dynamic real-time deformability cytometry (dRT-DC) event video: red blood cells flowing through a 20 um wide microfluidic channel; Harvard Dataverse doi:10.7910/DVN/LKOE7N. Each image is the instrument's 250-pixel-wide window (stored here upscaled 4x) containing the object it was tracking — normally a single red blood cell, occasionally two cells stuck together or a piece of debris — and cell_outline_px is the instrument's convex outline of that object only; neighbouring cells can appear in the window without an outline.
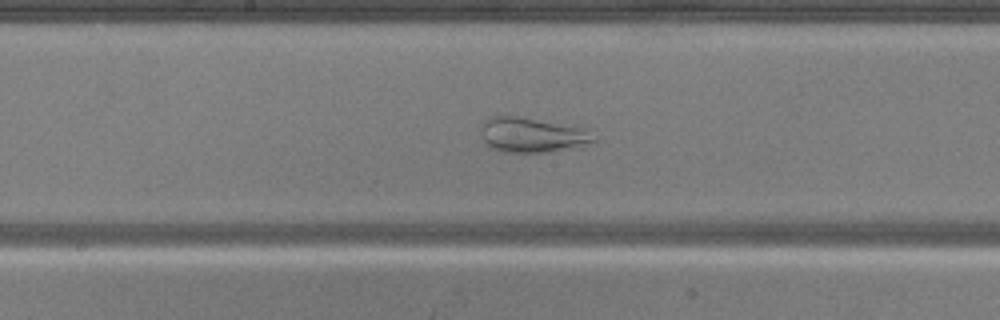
{"species": "common noctule bat (a hibernating species)", "species_latin": "Nyctalus noctula", "temperature_condition": "warm", "stored_images_in_passage": 50, "camera_frame_rate_fps": 3000, "um_per_image_px": 0.085, "animal": {"sex": "male", "body_mass_g": 20.5, "forearm_length_mm": 52.5}, "frame": {"image": 1, "passage_image": 25, "time_ms": 8.0, "image_size_px": [1000, 320], "cell_outline_px": [[596, 140], [572, 148], [548, 152], [508, 152], [492, 148], [484, 140], [480, 132], [484, 120], [488, 116], [516, 116], [584, 128]], "centroid_in_image_um": [45.17, 11.47], "position_along_channel_um": 203.0, "area_um2": 22.43}}
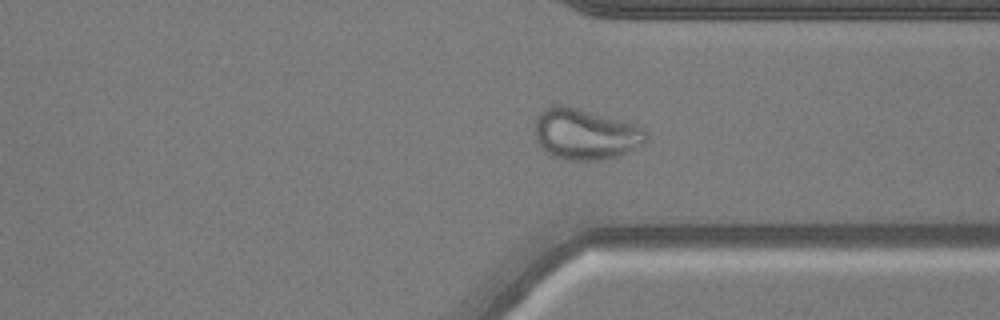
{"frame": {"image": 2, "passage_image": 37, "time_ms": 12.0, "image_size_px": [1000, 320], "cell_outline_px": [[648, 140], [644, 144], [620, 156], [600, 160], [564, 160], [552, 156], [536, 140], [536, 120], [540, 112], [544, 108], [552, 104], [564, 104], [620, 120], [632, 124], [640, 128], [648, 136]], "centroid_in_image_um": [49.74, 11.41], "position_along_channel_um": 361.7, "area_um2": 32.89}}
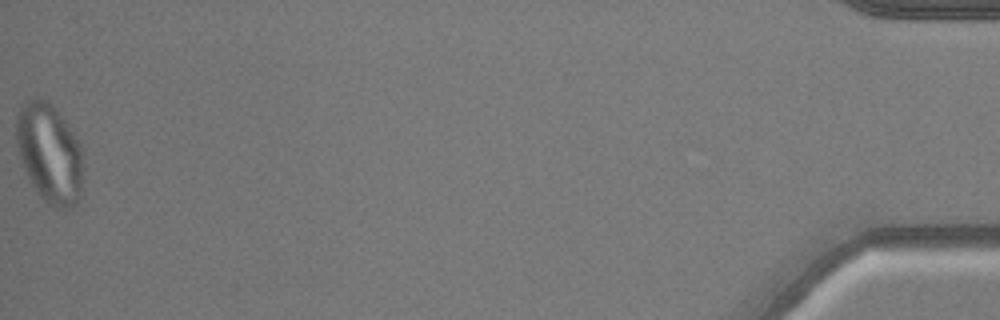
{"frame": {"image": 3, "passage_image": 50, "time_ms": 16.333, "image_size_px": [1000, 320], "cell_outline_px": [[84, 168], [80, 200], [76, 204], [68, 208], [56, 208], [48, 204], [36, 192], [20, 160], [16, 144], [16, 120], [20, 104], [28, 96], [40, 96], [52, 104], [64, 120], [80, 144]], "centroid_in_image_um": [4.2, 13.0], "position_along_channel_um": 431.0, "area_um2": 39.42}}